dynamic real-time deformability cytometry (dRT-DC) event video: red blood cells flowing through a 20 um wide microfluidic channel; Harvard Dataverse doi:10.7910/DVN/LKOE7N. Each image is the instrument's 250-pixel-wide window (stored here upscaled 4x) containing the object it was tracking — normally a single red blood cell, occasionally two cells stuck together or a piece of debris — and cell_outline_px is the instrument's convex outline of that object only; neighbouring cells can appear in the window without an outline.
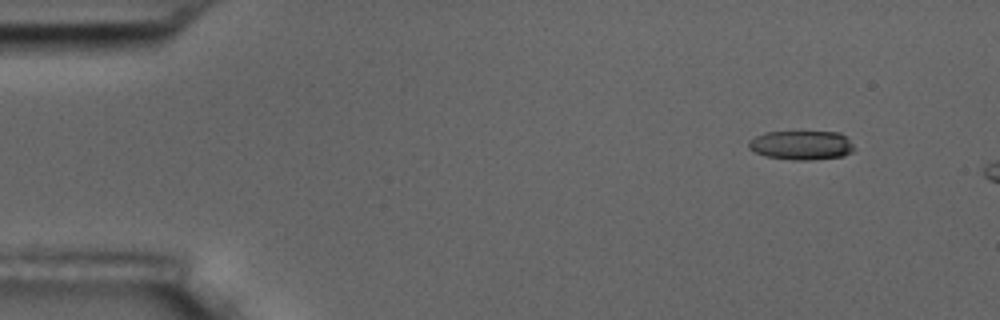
{"species": "common noctule bat (a hibernating species)", "species_latin": "Nyctalus noctula", "temperature_condition": "room temperature", "stored_images_in_passage": 3, "camera_frame_rate_fps": 3000, "um_per_image_px": 0.085, "animal": {"sex": "male", "body_mass_g": 17.5, "forearm_length_mm": 52.3}, "frame": {"image": 1, "passage_image": 1, "time_ms": 0.0, "image_size_px": [1000, 320], "cell_outline_px": [[856, 148], [852, 152], [844, 156], [812, 160], [792, 160], [764, 156], [748, 148], [748, 140], [764, 132], [840, 132]], "centroid_in_image_um": [68.11, 12.35], "position_along_channel_um": 16.9, "area_um2": 18.03}}